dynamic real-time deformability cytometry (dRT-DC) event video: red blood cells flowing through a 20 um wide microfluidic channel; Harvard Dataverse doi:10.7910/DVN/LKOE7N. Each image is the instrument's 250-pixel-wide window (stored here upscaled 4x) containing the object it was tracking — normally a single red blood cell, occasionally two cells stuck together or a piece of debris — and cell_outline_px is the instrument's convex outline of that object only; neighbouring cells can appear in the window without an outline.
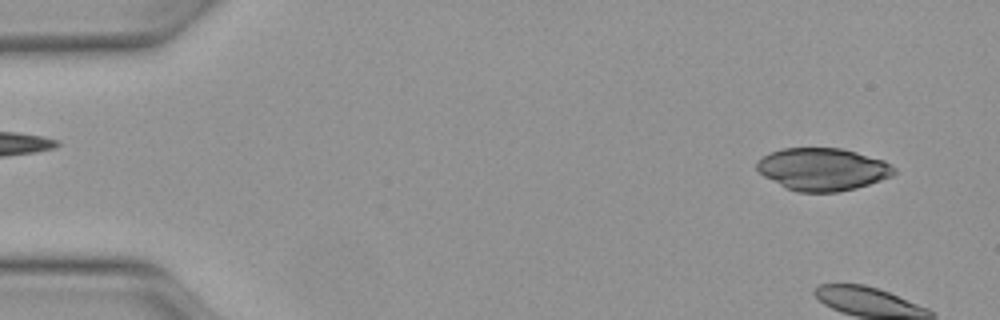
{"species": "Egyptian fruit bat (a non-hibernating species)", "species_latin": "Rousettus aegyptiacus", "temperature_condition": "warm", "stored_images_in_passage": 6, "camera_frame_rate_fps": 3000, "um_per_image_px": 0.085, "animal": {"sex": "female"}, "frame": {"image": 1, "passage_image": 3, "time_ms": 0.667, "image_size_px": [1000, 320], "cell_outline_px": [[896, 172], [892, 176], [856, 188], [836, 192], [796, 192], [784, 188], [764, 176], [756, 168], [756, 160], [772, 152], [784, 148], [840, 148], [856, 152], [884, 160], [892, 164], [896, 168]], "centroid_in_image_um": [69.92, 14.39], "position_along_channel_um": 15.1, "area_um2": 34.04}}